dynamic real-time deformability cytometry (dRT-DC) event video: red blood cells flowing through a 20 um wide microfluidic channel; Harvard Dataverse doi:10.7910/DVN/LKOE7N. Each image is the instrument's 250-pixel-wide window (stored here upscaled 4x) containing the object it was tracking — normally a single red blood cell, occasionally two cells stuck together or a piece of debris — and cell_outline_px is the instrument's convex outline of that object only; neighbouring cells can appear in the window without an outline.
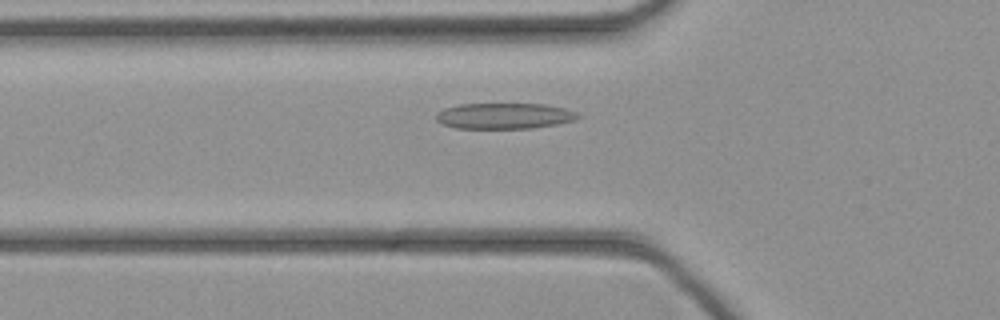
{"species": "common noctule bat (a hibernating species)", "species_latin": "Nyctalus noctula", "temperature_condition": "cold", "stored_images_in_passage": 33, "camera_frame_rate_fps": 3000, "um_per_image_px": 0.085, "animal": {"sex": "female", "body_mass_g": 21.9}, "frame": {"image": 1, "passage_image": 4, "time_ms": 1.0, "image_size_px": [1000, 320], "cell_outline_px": [[580, 116], [572, 120], [556, 124], [532, 128], [456, 128], [444, 124], [436, 120], [436, 112], [444, 108], [460, 104], [544, 104], [564, 108], [576, 112]], "centroid_in_image_um": [42.82, 9.85], "position_along_channel_um": 83.0, "area_um2": 21.15}}
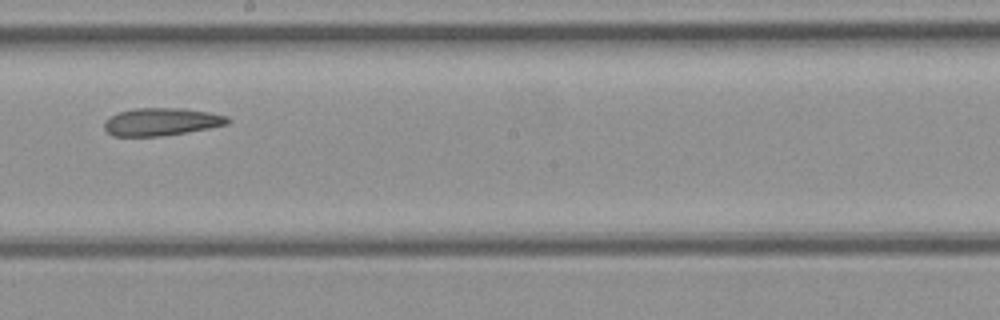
{"frame": {"image": 2, "passage_image": 14, "time_ms": 4.333, "image_size_px": [1000, 320], "cell_outline_px": [[232, 120], [228, 124], [208, 128], [160, 136], [112, 136], [104, 128], [104, 120], [120, 112], [132, 108], [184, 108], [208, 112], [228, 116]], "centroid_in_image_um": [13.72, 10.34], "position_along_channel_um": 234.5, "area_um2": 19.83}}
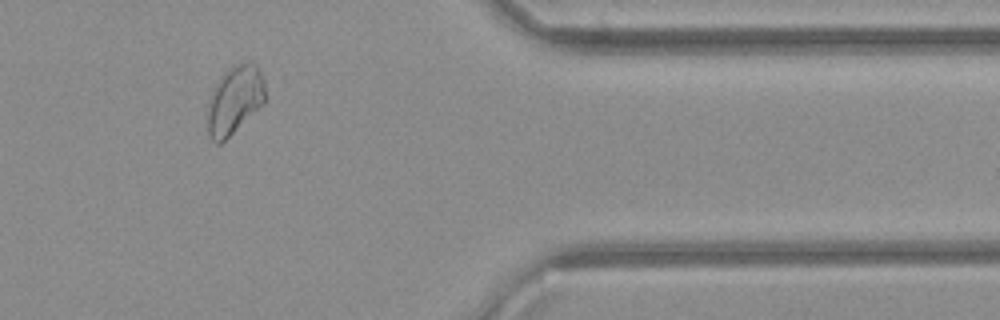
{"frame": {"image": 3, "passage_image": 26, "time_ms": 8.333, "image_size_px": [1000, 320], "cell_outline_px": [[264, 104], [220, 144], [216, 144], [208, 136], [208, 112], [212, 88], [220, 76], [232, 64], [248, 60], [252, 60], [260, 68], [264, 80]], "centroid_in_image_um": [19.95, 8.44], "position_along_channel_um": 391.4, "area_um2": 23.24}}